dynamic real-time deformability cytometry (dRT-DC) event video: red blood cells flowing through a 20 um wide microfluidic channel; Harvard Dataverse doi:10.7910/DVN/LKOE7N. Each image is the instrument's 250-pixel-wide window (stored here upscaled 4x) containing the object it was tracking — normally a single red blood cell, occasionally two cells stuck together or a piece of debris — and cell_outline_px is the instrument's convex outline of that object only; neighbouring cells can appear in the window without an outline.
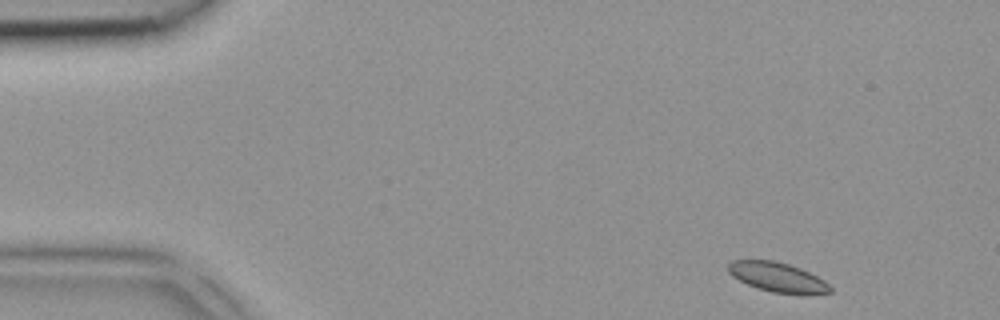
{"species": "common noctule bat (a hibernating species)", "species_latin": "Nyctalus noctula", "temperature_condition": "room temperature", "stored_images_in_passage": 4, "camera_frame_rate_fps": 3000, "um_per_image_px": 0.085, "animal": {"sex": "female", "body_mass_g": 18.4}, "frame": {"image": 1, "passage_image": 1, "time_ms": 0.0, "image_size_px": [1000, 320], "cell_outline_px": [[832, 292], [808, 296], [800, 296], [772, 292], [756, 288], [732, 276], [728, 272], [728, 264], [732, 260], [772, 260], [788, 264], [800, 268], [824, 280], [832, 288]], "centroid_in_image_um": [66.14, 23.6], "position_along_channel_um": 18.9, "area_um2": 17.92}}